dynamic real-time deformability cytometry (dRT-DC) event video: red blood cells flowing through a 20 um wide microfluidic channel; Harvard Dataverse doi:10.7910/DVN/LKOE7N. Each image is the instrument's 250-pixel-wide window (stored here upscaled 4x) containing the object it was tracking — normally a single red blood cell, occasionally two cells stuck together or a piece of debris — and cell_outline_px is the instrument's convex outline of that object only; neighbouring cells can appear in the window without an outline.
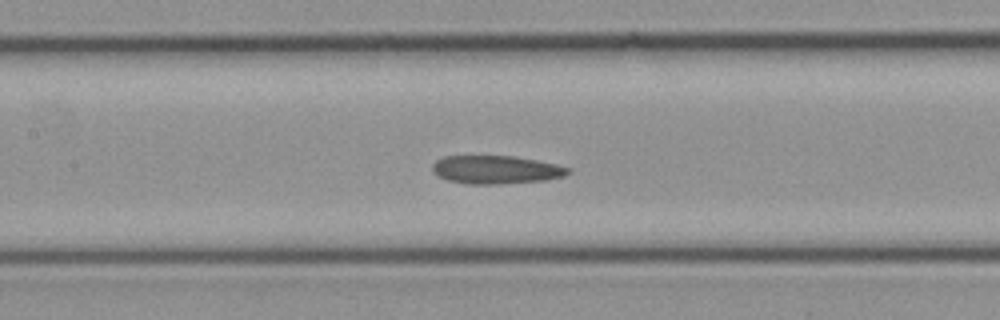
{"species": "common noctule bat (a hibernating species)", "species_latin": "Nyctalus noctula", "temperature_condition": "cold", "stored_images_in_passage": 18, "camera_frame_rate_fps": 3000, "um_per_image_px": 0.085, "animal": {"sex": "female", "body_mass_g": 21.9}, "frame": {"image": 1, "passage_image": 13, "time_ms": 4.0, "image_size_px": [1000, 320], "cell_outline_px": [[572, 172], [564, 176], [548, 180], [500, 184], [468, 184], [448, 180], [440, 176], [432, 168], [432, 164], [436, 160], [444, 156], [516, 156], [556, 164], [572, 168]], "centroid_in_image_um": [42.23, 14.42], "position_along_channel_um": 165.2, "area_um2": 22.43}}
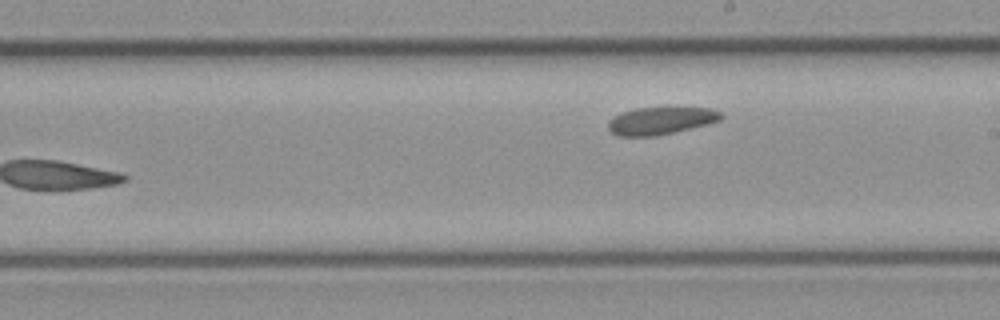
{"frame": {"image": 2, "passage_image": 18, "time_ms": 5.667, "image_size_px": [1000, 320], "cell_outline_px": [[724, 116], [720, 120], [708, 124], [656, 136], [616, 136], [608, 128], [608, 120], [620, 112], [636, 108], [708, 108], [720, 112]], "centroid_in_image_um": [56.12, 10.26], "position_along_channel_um": 232.9, "area_um2": 17.98}}